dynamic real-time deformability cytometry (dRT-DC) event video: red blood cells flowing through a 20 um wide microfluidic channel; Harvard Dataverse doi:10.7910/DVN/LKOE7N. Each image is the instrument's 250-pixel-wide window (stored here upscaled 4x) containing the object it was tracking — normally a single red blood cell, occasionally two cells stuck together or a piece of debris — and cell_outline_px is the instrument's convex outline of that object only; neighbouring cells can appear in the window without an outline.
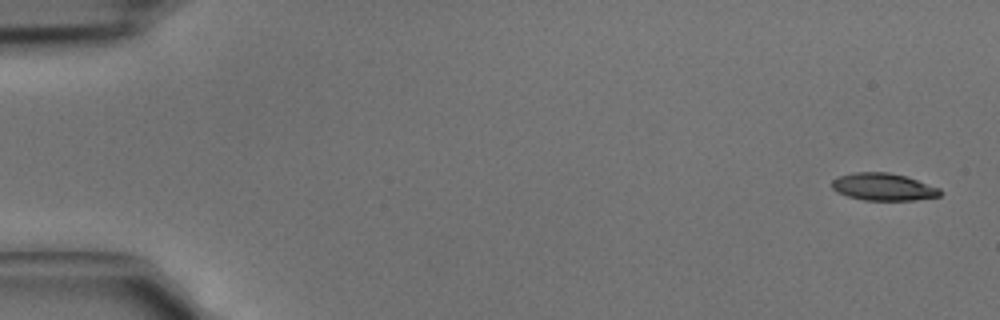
{"species": "common noctule bat (a hibernating species)", "species_latin": "Nyctalus noctula", "temperature_condition": "cold", "stored_images_in_passage": 4, "camera_frame_rate_fps": 3000, "um_per_image_px": 0.085, "animal": {"sex": "male", "body_mass_g": 15.6}, "frame": {"image": 1, "passage_image": 1, "time_ms": 0.0, "image_size_px": [1000, 320], "cell_outline_px": [[944, 192], [940, 196], [916, 200], [864, 200], [848, 196], [836, 192], [832, 188], [832, 180], [840, 176], [856, 172], [888, 172], [904, 176], [940, 188]], "centroid_in_image_um": [75.1, 15.89], "position_along_channel_um": 9.9, "area_um2": 17.17}}
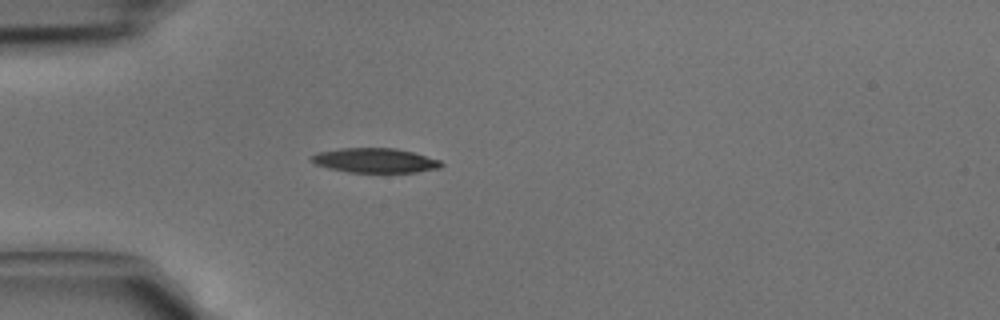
{"frame": {"image": 2, "passage_image": 4, "time_ms": 1.0, "image_size_px": [1000, 320], "cell_outline_px": [[444, 164], [440, 168], [416, 172], [348, 172], [328, 168], [316, 164], [308, 160], [308, 156], [316, 152], [340, 148], [396, 148], [412, 152], [440, 160]], "centroid_in_image_um": [31.82, 13.63], "position_along_channel_um": 53.2, "area_um2": 18.73}}